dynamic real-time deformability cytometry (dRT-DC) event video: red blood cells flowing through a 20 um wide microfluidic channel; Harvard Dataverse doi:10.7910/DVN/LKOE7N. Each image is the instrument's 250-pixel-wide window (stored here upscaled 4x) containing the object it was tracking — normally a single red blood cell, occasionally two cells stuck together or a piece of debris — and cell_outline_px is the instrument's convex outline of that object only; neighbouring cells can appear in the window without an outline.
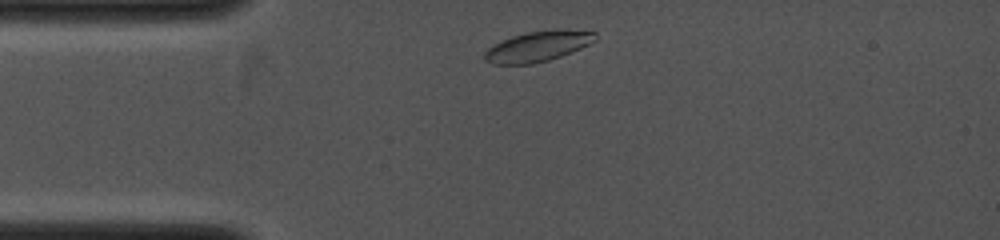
{"species": "common noctule bat (a hibernating species)", "species_latin": "Nyctalus noctula", "temperature_condition": "cold", "stored_images_in_passage": 8, "camera_frame_rate_fps": 4000, "um_per_image_px": 0.085, "animal": {"sex": "female", "body_mass_g": 19.0, "forearm_length_mm": 53.3}, "frame": {"image": 1, "passage_image": 1, "time_ms": 0.0, "image_size_px": [1000, 240], "cell_outline_px": [[596, 40], [580, 48], [560, 56], [548, 60], [532, 64], [492, 64], [484, 60], [484, 52], [488, 48], [512, 36], [528, 32], [596, 32]], "centroid_in_image_um": [45.62, 4.0], "position_along_channel_um": 39.4, "area_um2": 18.5}}
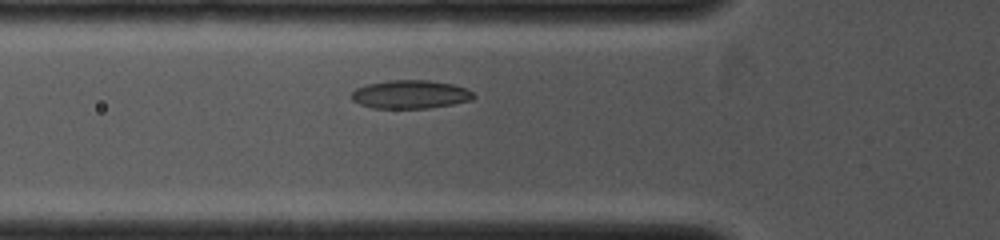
{"frame": {"image": 2, "passage_image": 5, "time_ms": 1.5, "image_size_px": [1000, 240], "cell_outline_px": [[476, 96], [472, 100], [452, 104], [428, 108], [372, 108], [360, 104], [352, 100], [352, 92], [356, 88], [368, 84], [388, 80], [428, 80], [452, 84], [464, 88], [472, 92]], "centroid_in_image_um": [34.87, 8.02], "position_along_channel_um": 90.9, "area_um2": 20.11}}
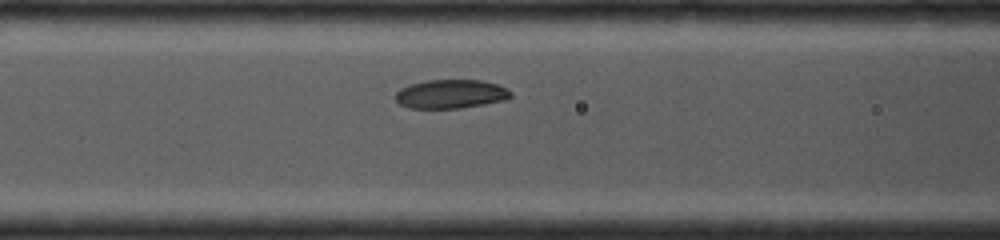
{"frame": {"image": 3, "passage_image": 7, "time_ms": 2.25, "image_size_px": [1000, 240], "cell_outline_px": [[512, 96], [504, 100], [460, 108], [408, 108], [400, 104], [396, 100], [396, 92], [400, 88], [412, 84], [428, 80], [480, 80], [496, 84], [508, 88], [512, 92]], "centroid_in_image_um": [38.32, 7.99], "position_along_channel_um": 128.3, "area_um2": 19.25}}